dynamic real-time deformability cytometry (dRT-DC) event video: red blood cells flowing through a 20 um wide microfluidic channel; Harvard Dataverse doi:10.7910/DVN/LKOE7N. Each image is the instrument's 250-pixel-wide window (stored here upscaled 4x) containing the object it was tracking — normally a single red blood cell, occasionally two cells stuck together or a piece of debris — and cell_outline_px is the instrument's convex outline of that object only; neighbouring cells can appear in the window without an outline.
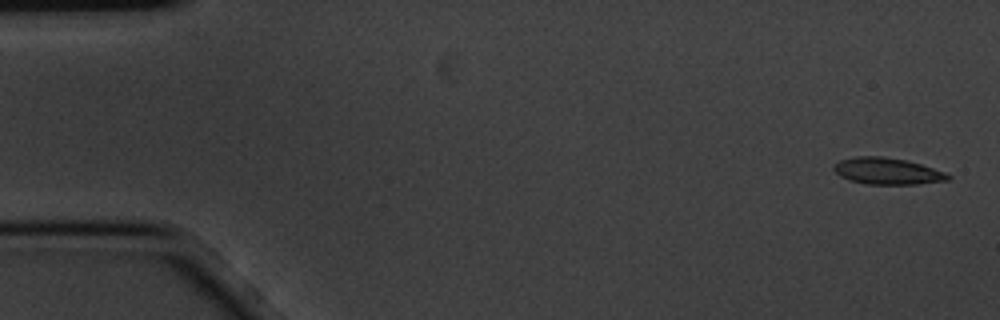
{"species": "common noctule bat (a hibernating species)", "species_latin": "Nyctalus noctula", "temperature_condition": "cold", "stored_images_in_passage": 6, "camera_frame_rate_fps": 3000, "um_per_image_px": 0.085, "animal": {"sex": "male", "body_mass_g": 20.1, "forearm_length_mm": 53.5}, "frame": {"image": 1, "passage_image": 1, "time_ms": 0.0, "image_size_px": [1000, 320], "cell_outline_px": [[952, 176], [948, 180], [916, 184], [864, 184], [848, 180], [840, 176], [832, 168], [840, 160], [856, 156], [880, 156], [904, 160], [920, 164], [944, 172]], "centroid_in_image_um": [75.39, 14.55], "position_along_channel_um": 9.6, "area_um2": 17.51}}
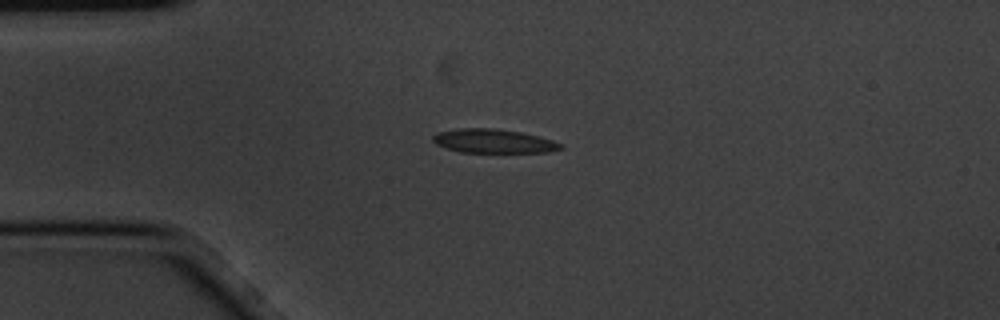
{"frame": {"image": 2, "passage_image": 4, "time_ms": 1.0, "image_size_px": [1000, 320], "cell_outline_px": [[564, 148], [548, 152], [460, 152], [436, 144], [432, 140], [432, 136], [436, 132], [456, 128], [496, 128], [520, 132], [540, 136], [564, 144]], "centroid_in_image_um": [41.95, 11.98], "position_along_channel_um": 43.0, "area_um2": 17.92}}
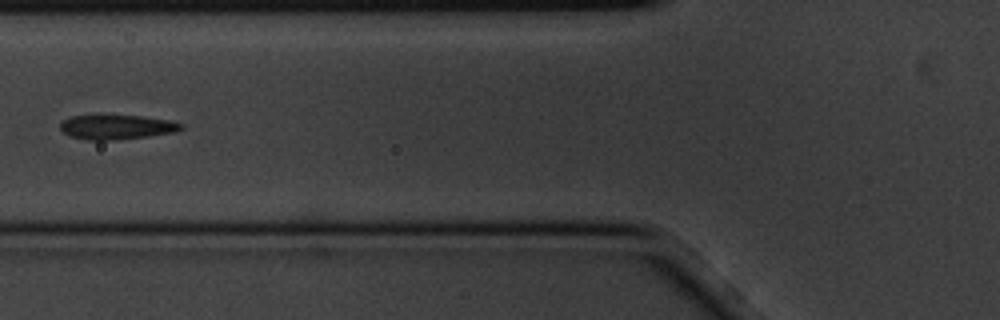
{"frame": {"image": 3, "passage_image": 6, "time_ms": 1.667, "image_size_px": [1000, 320], "cell_outline_px": [[184, 128], [176, 132], [148, 136], [116, 140], [84, 140], [68, 136], [60, 128], [60, 124], [64, 120], [72, 116], [100, 112], [140, 116], [168, 120], [184, 124]], "centroid_in_image_um": [9.87, 10.76], "position_along_channel_um": 115.9, "area_um2": 18.15}}